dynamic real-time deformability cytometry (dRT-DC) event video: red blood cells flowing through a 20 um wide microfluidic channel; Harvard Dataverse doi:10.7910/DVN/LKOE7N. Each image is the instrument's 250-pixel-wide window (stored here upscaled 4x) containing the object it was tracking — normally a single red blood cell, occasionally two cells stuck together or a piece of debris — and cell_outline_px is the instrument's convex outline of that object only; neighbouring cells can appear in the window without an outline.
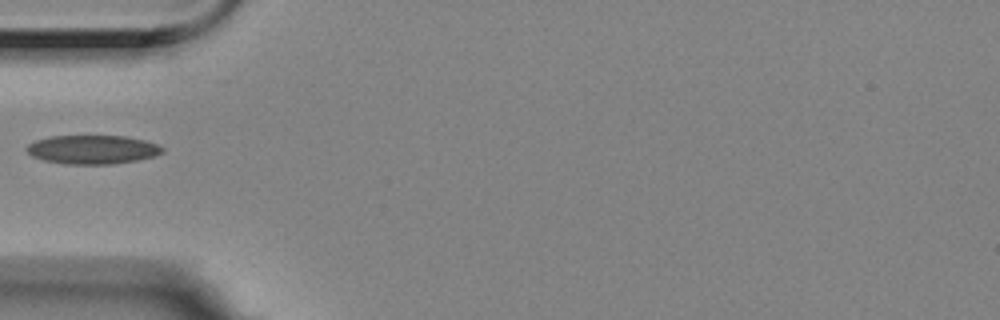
{"species": "Egyptian fruit bat (a non-hibernating species)", "species_latin": "Rousettus aegyptiacus", "temperature_condition": "room temperature", "stored_images_in_passage": 18, "camera_frame_rate_fps": 3000, "um_per_image_px": 0.085, "animal": {"sex": "female"}, "frame": {"image": 1, "passage_image": 1, "time_ms": 0.0, "image_size_px": [1000, 320], "cell_outline_px": [[164, 152], [152, 156], [136, 160], [112, 164], [64, 164], [44, 160], [32, 156], [24, 148], [28, 144], [36, 140], [48, 136], [124, 136], [144, 140], [156, 144], [164, 148]], "centroid_in_image_um": [7.82, 12.71], "position_along_channel_um": 77.2, "area_um2": 22.72}}
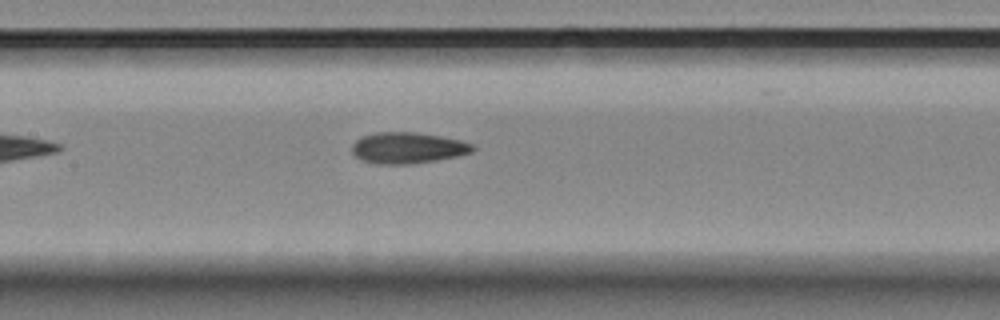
{"frame": {"image": 2, "passage_image": 9, "time_ms": 2.667, "image_size_px": [1000, 320], "cell_outline_px": [[476, 148], [472, 152], [456, 156], [436, 160], [412, 164], [376, 164], [364, 160], [356, 156], [352, 152], [352, 144], [360, 136], [376, 132], [416, 132], [440, 136], [460, 140], [472, 144]], "centroid_in_image_um": [34.64, 12.56], "position_along_channel_um": 172.8, "area_um2": 21.91}}
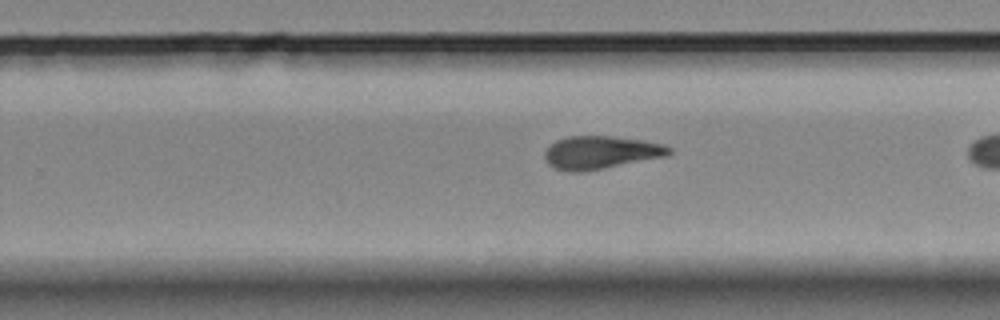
{"frame": {"image": 3, "passage_image": 15, "time_ms": 4.667, "image_size_px": [1000, 320], "cell_outline_px": [[672, 152], [668, 156], [604, 168], [580, 172], [568, 172], [556, 168], [548, 164], [544, 156], [544, 152], [556, 140], [568, 136], [612, 136], [644, 140], [664, 144], [672, 148]], "centroid_in_image_um": [51.09, 12.95], "position_along_channel_um": 278.7, "area_um2": 23.99}}